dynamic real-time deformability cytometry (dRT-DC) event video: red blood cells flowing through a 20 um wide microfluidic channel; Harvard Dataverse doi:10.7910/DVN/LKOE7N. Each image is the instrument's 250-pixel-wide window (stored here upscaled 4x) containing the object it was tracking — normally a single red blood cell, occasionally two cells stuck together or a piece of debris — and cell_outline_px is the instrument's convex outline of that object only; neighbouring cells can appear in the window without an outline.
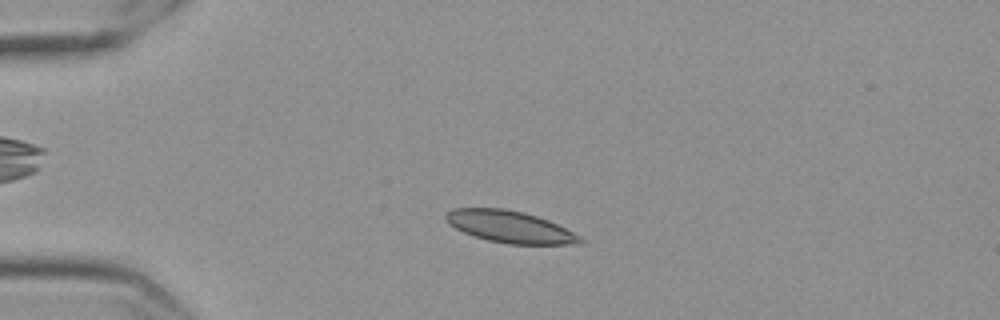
{"species": "Egyptian fruit bat (a non-hibernating species)", "species_latin": "Rousettus aegyptiacus", "temperature_condition": "cold", "stored_images_in_passage": 54, "camera_frame_rate_fps": 3000, "um_per_image_px": 0.085, "frame": {"image": 1, "passage_image": 10, "time_ms": 3.0, "image_size_px": [1000, 320], "cell_outline_px": [[588, 240], [580, 244], [508, 244], [488, 240], [472, 236], [448, 224], [444, 216], [452, 208], [504, 208], [524, 212], [548, 220]], "centroid_in_image_um": [43.34, 19.28], "position_along_channel_um": 41.7, "area_um2": 24.97}}
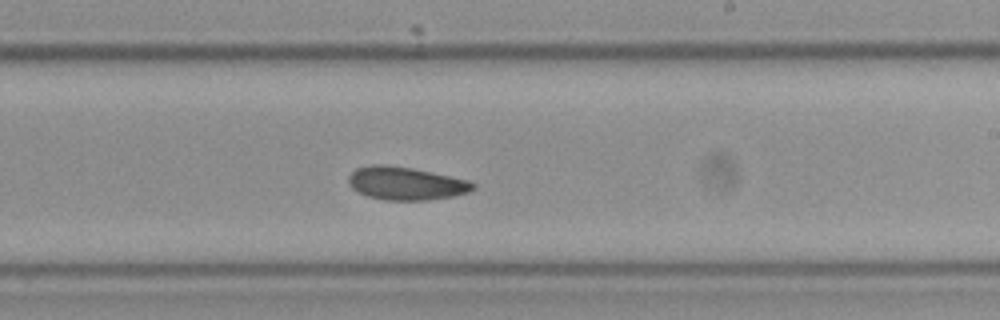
{"frame": {"image": 2, "passage_image": 31, "time_ms": 10.0, "image_size_px": [1000, 320], "cell_outline_px": [[476, 188], [468, 192], [452, 196], [428, 200], [384, 200], [368, 196], [356, 192], [348, 184], [348, 176], [356, 168], [376, 164], [380, 164], [412, 168], [472, 180], [476, 184]], "centroid_in_image_um": [34.51, 15.59], "position_along_channel_um": 254.5, "area_um2": 24.16}}
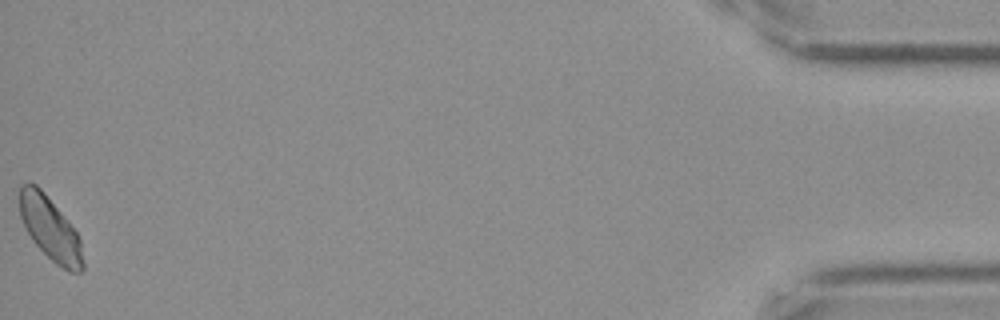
{"frame": {"image": 3, "passage_image": 54, "time_ms": 17.667, "image_size_px": [1000, 320], "cell_outline_px": [[84, 268], [80, 272], [68, 272], [56, 264], [32, 240], [20, 216], [20, 184], [28, 180], [36, 184], [44, 192], [76, 232], [80, 240], [84, 264]], "centroid_in_image_um": [4.25, 19.42], "position_along_channel_um": 430.9, "area_um2": 23.06}, "authors_computed_cell_mechanics": {"area_um2": 24.0448, "velocity_mm_per_s": 3.4963, "shape_relaxation_time_tau1_ms": null, "shape_relaxation_time_tau2_ms": 5.2314, "deformation_change_tau1": null, "deformation_change_tau2": 0.0847}}